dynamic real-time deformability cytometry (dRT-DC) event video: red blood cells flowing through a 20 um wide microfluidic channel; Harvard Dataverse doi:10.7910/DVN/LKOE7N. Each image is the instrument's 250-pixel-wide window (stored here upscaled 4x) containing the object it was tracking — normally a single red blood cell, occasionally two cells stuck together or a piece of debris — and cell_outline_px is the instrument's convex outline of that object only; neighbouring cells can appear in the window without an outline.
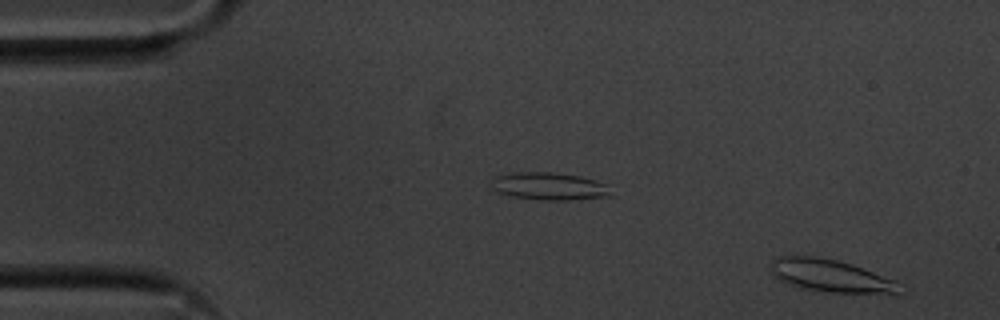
{"species": "common noctule bat (a hibernating species)", "species_latin": "Nyctalus noctula", "temperature_condition": "cold", "stored_images_in_passage": 54, "camera_frame_rate_fps": 3000, "um_per_image_px": 0.085, "animal": {"sex": "male", "body_mass_g": 20.1, "forearm_length_mm": 53.5}, "frame": {"image": 1, "passage_image": 2, "time_ms": 0.333, "image_size_px": [1000, 320], "cell_outline_px": [[896, 292], [828, 292], [800, 288], [780, 280], [768, 268], [772, 260], [780, 256], [816, 256], [836, 260], [852, 264], [896, 280]], "centroid_in_image_um": [70.48, 23.4], "position_along_channel_um": 14.5, "area_um2": 23.76}}
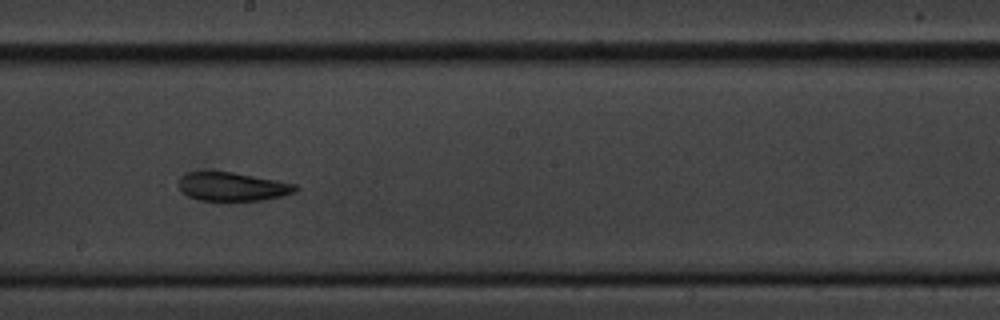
{"frame": {"image": 2, "passage_image": 29, "time_ms": 9.333, "image_size_px": [1000, 320], "cell_outline_px": [[300, 188], [296, 192], [284, 196], [264, 200], [200, 200], [188, 196], [180, 192], [176, 184], [180, 176], [188, 172], [232, 172], [276, 180], [296, 184]], "centroid_in_image_um": [19.74, 15.87], "position_along_channel_um": 228.5, "area_um2": 19.65}}
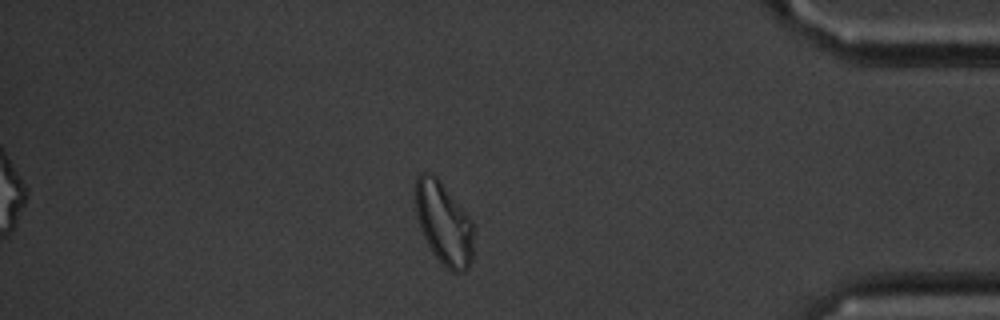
{"frame": {"image": 3, "passage_image": 46, "time_ms": 15.0, "image_size_px": [1000, 320], "cell_outline_px": [[472, 260], [468, 268], [464, 272], [452, 272], [436, 256], [428, 244], [420, 228], [416, 216], [412, 196], [412, 192], [416, 176], [420, 172], [432, 172], [436, 176], [472, 220]], "centroid_in_image_um": [37.66, 18.91], "position_along_channel_um": 397.5, "area_um2": 28.21}, "authors_computed_cell_mechanics": {"area_um2": 21.0392, "velocity_mm_per_s": 3.5777, "shape_relaxation_time_tau1_ms": null, "shape_relaxation_time_tau2_ms": 8.3958, "deformation_change_tau1": null, "deformation_change_tau2": 0.1389}}